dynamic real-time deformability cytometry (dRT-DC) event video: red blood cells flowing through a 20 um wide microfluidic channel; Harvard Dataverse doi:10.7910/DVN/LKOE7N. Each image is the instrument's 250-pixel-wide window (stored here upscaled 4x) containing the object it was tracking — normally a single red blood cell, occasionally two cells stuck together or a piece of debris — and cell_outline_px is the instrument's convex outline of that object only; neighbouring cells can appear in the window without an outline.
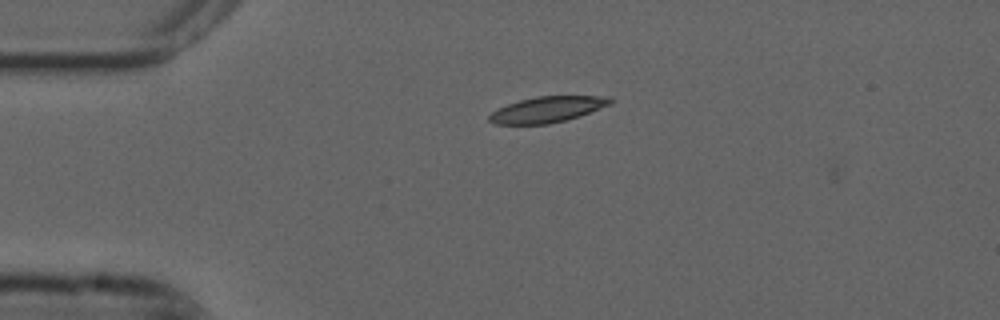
{"species": "common noctule bat (a hibernating species)", "species_latin": "Nyctalus noctula", "temperature_condition": "cold", "stored_images_in_passage": 5, "camera_frame_rate_fps": 3000, "um_per_image_px": 0.085, "animal": {"sex": "male", "forearm_length_mm": 52.5}, "frame": {"image": 1, "passage_image": 1, "time_ms": 0.0, "image_size_px": [1000, 320], "cell_outline_px": [[616, 100], [612, 104], [580, 116], [548, 124], [496, 124], [488, 120], [488, 116], [492, 112], [508, 104], [520, 100], [536, 96], [612, 96]], "centroid_in_image_um": [46.59, 9.29], "position_along_channel_um": 38.4, "area_um2": 18.26}}